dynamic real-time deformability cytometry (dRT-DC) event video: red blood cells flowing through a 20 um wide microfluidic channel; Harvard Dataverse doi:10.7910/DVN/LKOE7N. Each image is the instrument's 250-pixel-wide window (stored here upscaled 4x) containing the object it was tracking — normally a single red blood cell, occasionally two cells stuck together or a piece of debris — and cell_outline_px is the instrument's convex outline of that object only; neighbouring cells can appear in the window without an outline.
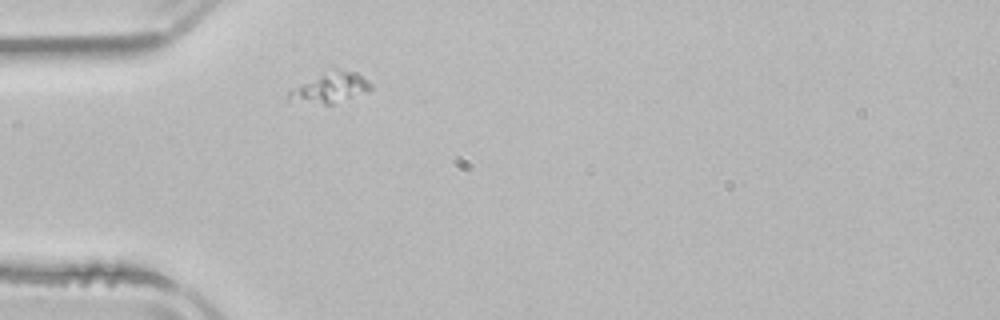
{"species": "common noctule bat (a hibernating species)", "species_latin": "Nyctalus noctula", "temperature_condition": "room temperature", "stored_images_in_passage": 1, "camera_frame_rate_fps": 3000, "um_per_image_px": 0.085, "animal": {"sex": "male", "body_mass_g": 21.5, "forearm_length_mm": 52.0}, "frame": {"image": 1, "passage_image": 1, "time_ms": 0.0, "image_size_px": [1000, 320], "cell_outline_px": [[372, 88], [332, 104], [324, 104], [288, 100], [288, 92], [292, 88], [336, 68], [356, 72], [368, 80], [372, 84]], "centroid_in_image_um": [28.08, 7.44], "position_along_channel_um": 56.9, "area_um2": 13.81}}